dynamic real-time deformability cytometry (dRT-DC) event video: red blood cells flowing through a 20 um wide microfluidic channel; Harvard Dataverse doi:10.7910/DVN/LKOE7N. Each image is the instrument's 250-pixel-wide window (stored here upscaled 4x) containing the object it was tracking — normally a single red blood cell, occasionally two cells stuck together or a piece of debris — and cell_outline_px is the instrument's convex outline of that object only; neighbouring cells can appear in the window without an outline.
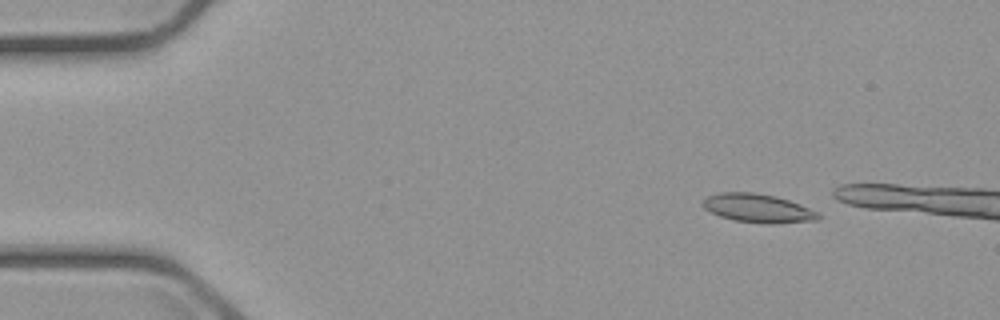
{"species": "common noctule bat (a hibernating species)", "species_latin": "Nyctalus noctula", "temperature_condition": "cold", "stored_images_in_passage": 4, "camera_frame_rate_fps": 3000, "um_per_image_px": 0.085, "animal": {"sex": "male", "body_mass_g": 23.1, "forearm_length_mm": 52.7}, "frame": {"image": 1, "passage_image": 2, "time_ms": 1.0, "image_size_px": [1000, 320], "cell_outline_px": [[820, 220], [768, 224], [764, 224], [732, 220], [720, 216], [704, 208], [700, 204], [708, 196], [720, 192], [752, 192], [776, 196], [800, 204], [820, 212]], "centroid_in_image_um": [64.45, 17.7], "position_along_channel_um": 20.6, "area_um2": 19.42}}